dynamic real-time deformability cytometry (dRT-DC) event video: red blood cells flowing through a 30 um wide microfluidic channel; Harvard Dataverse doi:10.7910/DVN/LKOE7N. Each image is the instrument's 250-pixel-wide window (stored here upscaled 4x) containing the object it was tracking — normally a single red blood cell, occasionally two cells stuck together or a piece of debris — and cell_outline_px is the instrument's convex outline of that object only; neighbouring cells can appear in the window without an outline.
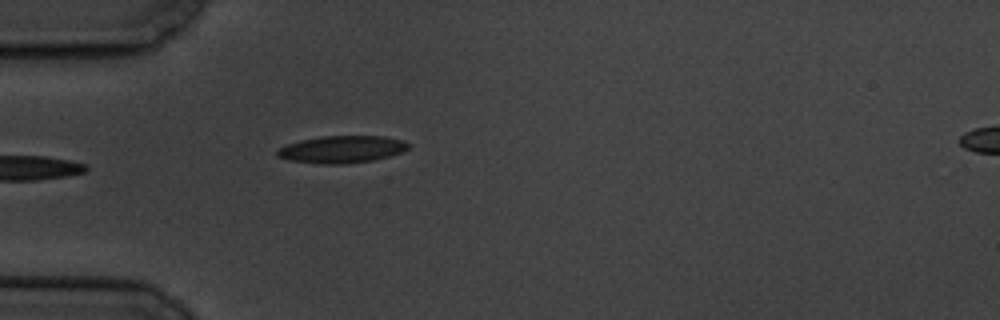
{"species": "common noctule bat (a hibernating species)", "species_latin": "Nyctalus noctula", "temperature_condition": "cold", "stored_images_in_passage": 2, "segment_of_instrument_passage": [1, 2], "camera_frame_rate_fps": 3000, "um_per_image_px": 0.085, "animal": {"sex": "male", "body_mass_g": 19.5, "forearm_length_mm": 54.6}, "frame": {"image": 1, "passage_image": 1, "time_ms": 0.0, "image_size_px": [1000, 320], "cell_outline_px": [[408, 148], [400, 152], [388, 156], [372, 160], [344, 164], [320, 164], [292, 160], [276, 156], [276, 152], [280, 148], [288, 144], [300, 140], [320, 136], [384, 136], [404, 140], [408, 144]], "centroid_in_image_um": [29.05, 12.68], "position_along_channel_um": 56.0, "area_um2": 20.58}}